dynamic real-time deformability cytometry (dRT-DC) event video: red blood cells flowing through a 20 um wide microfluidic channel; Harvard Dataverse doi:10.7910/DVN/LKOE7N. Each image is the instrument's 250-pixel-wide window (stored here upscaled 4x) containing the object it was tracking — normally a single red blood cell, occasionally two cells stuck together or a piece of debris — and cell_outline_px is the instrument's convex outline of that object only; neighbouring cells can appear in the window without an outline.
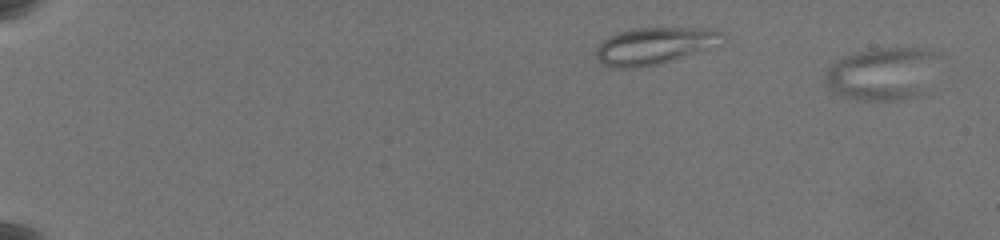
{"species": "common noctule bat (a hibernating species)", "species_latin": "Nyctalus noctula", "temperature_condition": "warm", "stored_images_in_passage": 50, "segment_of_instrument_passage": [1, 3], "camera_frame_rate_fps": 3000, "um_per_image_px": 0.085, "animal": {"sex": "female", "body_mass_g": 19.5, "forearm_length_mm": 54.1}, "frame": {"image": 1, "passage_image": 2, "time_ms": 0.333, "image_size_px": [1000, 240], "cell_outline_px": [[944, 56], [924, 92], [920, 96], [904, 100], [860, 100], [844, 96], [836, 92], [824, 80], [824, 72], [832, 64], [844, 56], [856, 52], [872, 48], [920, 48], [940, 52]], "centroid_in_image_um": [75.12, 6.24], "position_along_channel_um": 9.9, "area_um2": 35.72}}